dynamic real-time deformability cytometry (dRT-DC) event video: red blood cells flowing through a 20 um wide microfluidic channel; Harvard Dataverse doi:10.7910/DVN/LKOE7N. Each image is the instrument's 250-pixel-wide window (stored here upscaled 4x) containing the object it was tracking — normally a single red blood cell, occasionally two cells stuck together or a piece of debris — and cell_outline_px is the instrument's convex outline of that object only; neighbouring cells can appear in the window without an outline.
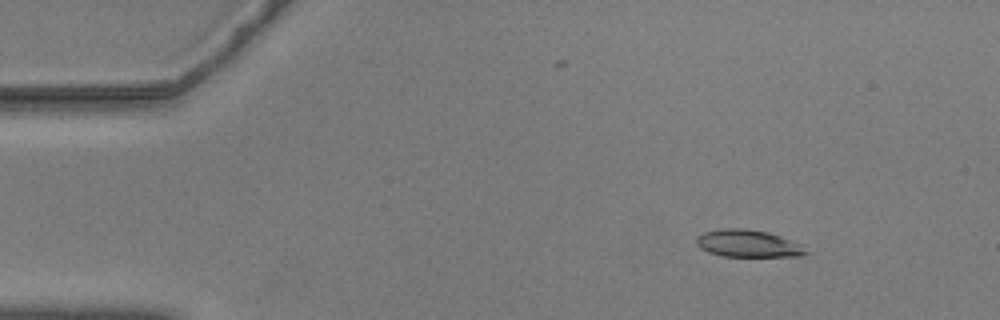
{"species": "common noctule bat (a hibernating species)", "species_latin": "Nyctalus noctula", "temperature_condition": "warm", "stored_images_in_passage": 15, "camera_frame_rate_fps": 3000, "um_per_image_px": 0.085, "animal": {"sex": "male", "body_mass_g": 20.5, "forearm_length_mm": 52.5}, "frame": {"image": 1, "passage_image": 3, "time_ms": 0.667, "image_size_px": [1000, 320], "cell_outline_px": [[808, 252], [800, 256], [720, 256], [708, 252], [700, 248], [696, 244], [696, 240], [704, 232], [724, 228], [740, 228], [768, 232], [800, 244]], "centroid_in_image_um": [63.55, 20.7], "position_along_channel_um": 21.5, "area_um2": 17.11}}
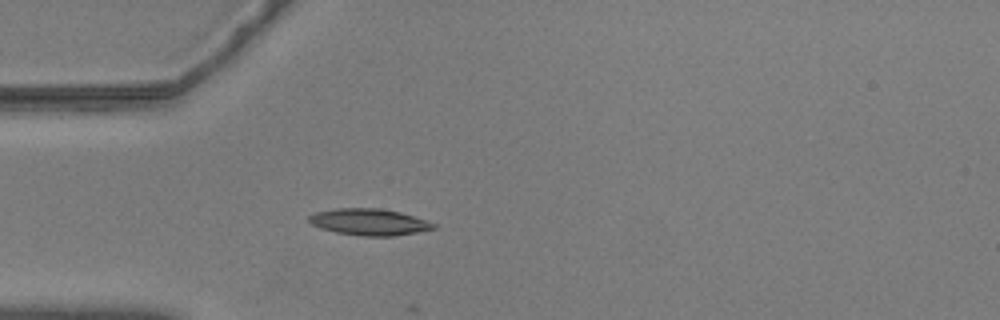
{"frame": {"image": 2, "passage_image": 12, "time_ms": 3.667, "image_size_px": [1000, 320], "cell_outline_px": [[436, 228], [416, 232], [392, 236], [360, 236], [336, 232], [320, 228], [312, 224], [308, 220], [308, 216], [316, 212], [336, 208], [380, 208], [400, 212], [436, 224]], "centroid_in_image_um": [31.35, 18.87], "position_along_channel_um": 53.7, "area_um2": 19.13}}